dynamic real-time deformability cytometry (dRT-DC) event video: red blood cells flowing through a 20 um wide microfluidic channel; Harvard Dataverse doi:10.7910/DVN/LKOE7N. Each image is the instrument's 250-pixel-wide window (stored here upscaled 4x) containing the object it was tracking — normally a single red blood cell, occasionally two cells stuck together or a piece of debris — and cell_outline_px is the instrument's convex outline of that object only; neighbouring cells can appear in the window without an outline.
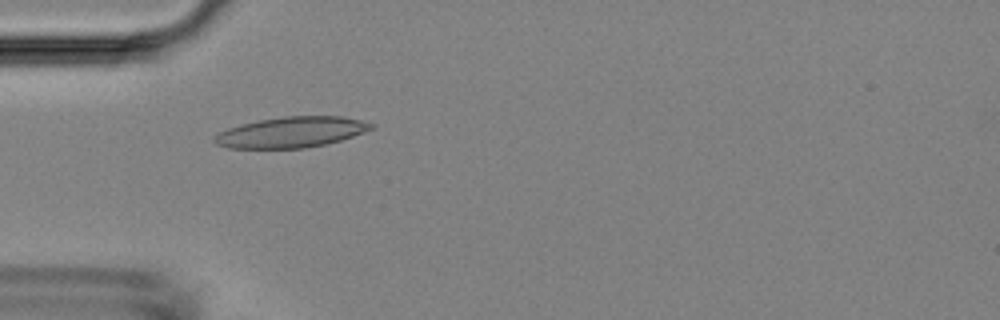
{"species": "Egyptian fruit bat (a non-hibernating species)", "species_latin": "Rousettus aegyptiacus", "temperature_condition": "room temperature", "stored_images_in_passage": 6, "camera_frame_rate_fps": 3000, "um_per_image_px": 0.085, "animal": {"sex": "female"}, "frame": {"image": 1, "passage_image": 4, "time_ms": 4.333, "image_size_px": [1000, 320], "cell_outline_px": [[376, 128], [340, 140], [324, 144], [304, 148], [228, 148], [216, 144], [212, 140], [212, 136], [228, 128], [240, 124], [260, 120], [284, 116], [344, 116], [376, 124]], "centroid_in_image_um": [24.76, 11.23], "position_along_channel_um": 60.2, "area_um2": 28.09}}